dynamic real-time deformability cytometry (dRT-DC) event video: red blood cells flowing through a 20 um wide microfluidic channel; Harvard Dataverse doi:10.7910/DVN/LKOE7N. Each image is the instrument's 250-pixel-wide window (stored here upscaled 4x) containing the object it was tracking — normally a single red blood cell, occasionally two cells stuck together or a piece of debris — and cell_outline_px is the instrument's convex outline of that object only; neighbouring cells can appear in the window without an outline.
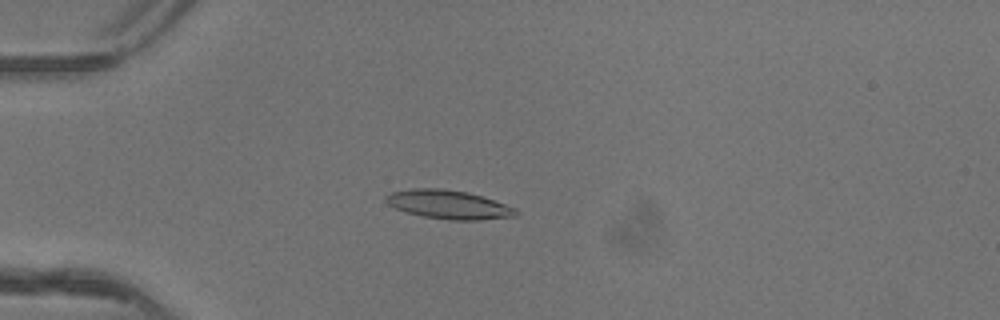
{"species": "common noctule bat (a hibernating species)", "species_latin": "Nyctalus noctula", "temperature_condition": "warm", "stored_images_in_passage": 50, "camera_frame_rate_fps": 3000, "um_per_image_px": 0.085, "animal": {"sex": "female"}, "frame": {"image": 1, "passage_image": 14, "time_ms": 4.333, "image_size_px": [1000, 320], "cell_outline_px": [[520, 212], [516, 216], [480, 220], [448, 220], [424, 216], [408, 212], [396, 208], [388, 204], [384, 200], [392, 192], [412, 188], [444, 188], [468, 192], [516, 208]], "centroid_in_image_um": [38.16, 17.39], "position_along_channel_um": 46.8, "area_um2": 21.62}}
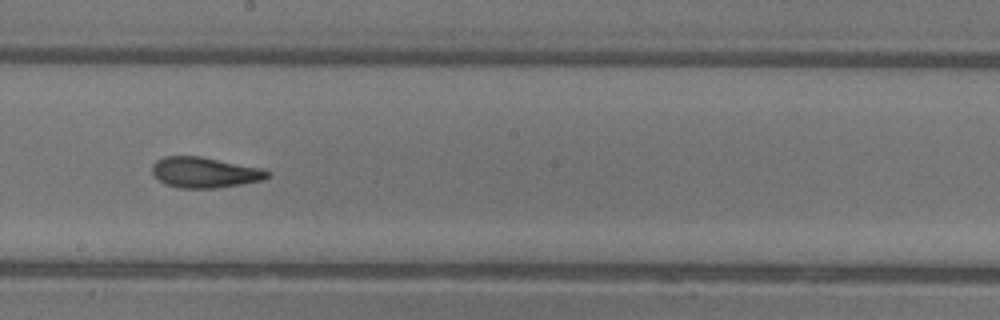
{"frame": {"image": 2, "passage_image": 29, "time_ms": 9.333, "image_size_px": [1000, 320], "cell_outline_px": [[268, 176], [264, 180], [216, 188], [180, 188], [164, 184], [152, 172], [152, 164], [156, 160], [164, 156], [200, 156], [264, 168], [268, 172]], "centroid_in_image_um": [17.39, 14.65], "position_along_channel_um": 230.8, "area_um2": 20.58}}
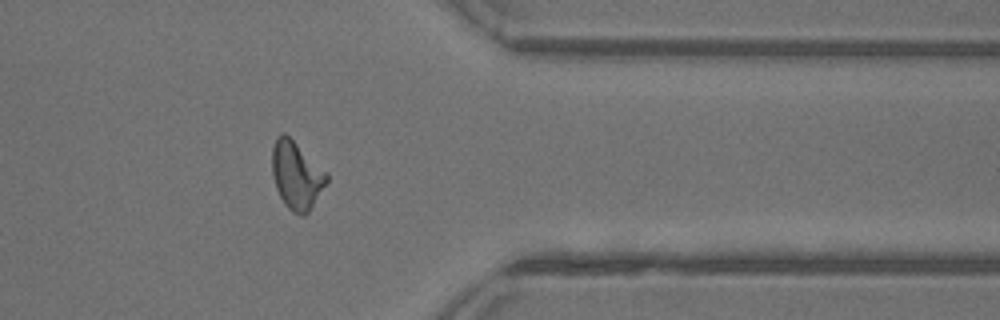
{"frame": {"image": 3, "passage_image": 41, "time_ms": 13.333, "image_size_px": [1000, 320], "cell_outline_px": [[328, 180], [308, 212], [304, 216], [300, 216], [292, 212], [284, 204], [276, 188], [272, 176], [272, 148], [276, 136], [284, 132], [328, 172]], "centroid_in_image_um": [25.19, 14.89], "position_along_channel_um": 386.2, "area_um2": 21.56}, "authors_computed_cell_mechanics": {"area_um2": 20.5768, "velocity_mm_per_s": 4.1556, "shape_relaxation_time_tau1_ms": 6.8699, "shape_relaxation_time_tau2_ms": 1.9058, "deformation_change_tau1": 0.2417, "deformation_change_tau2": 0.107}}